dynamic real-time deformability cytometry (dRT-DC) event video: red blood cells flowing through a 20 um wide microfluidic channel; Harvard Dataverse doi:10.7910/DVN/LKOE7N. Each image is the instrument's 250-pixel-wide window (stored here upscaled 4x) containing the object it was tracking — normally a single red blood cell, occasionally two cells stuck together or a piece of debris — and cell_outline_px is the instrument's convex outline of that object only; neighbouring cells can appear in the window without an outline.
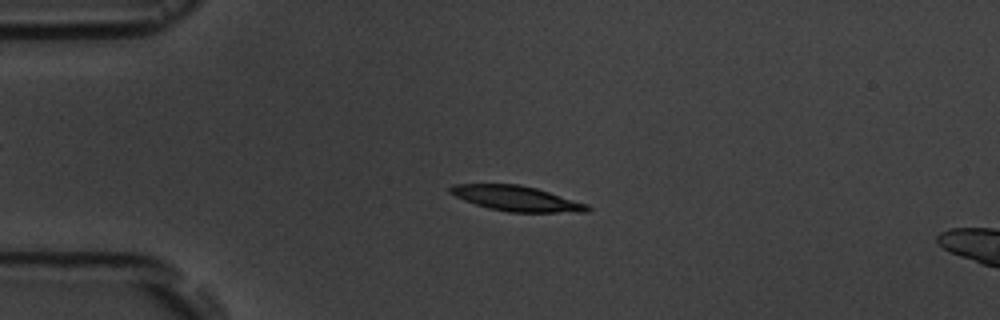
{"species": "common noctule bat (a hibernating species)", "species_latin": "Nyctalus noctula", "temperature_condition": "room temperature", "stored_images_in_passage": 4, "segment_of_instrument_passage": [1, 2], "camera_frame_rate_fps": 3000, "um_per_image_px": 0.085, "animal": {"sex": "male", "body_mass_g": 19.5, "forearm_length_mm": 54.6}, "frame": {"image": 1, "passage_image": 3, "time_ms": 2.333, "image_size_px": [1000, 320], "cell_outline_px": [[592, 208], [588, 212], [508, 212], [488, 208], [464, 200], [448, 192], [448, 188], [452, 184], [520, 184], [536, 188], [588, 204]], "centroid_in_image_um": [43.9, 16.87], "position_along_channel_um": 41.1, "area_um2": 20.11}}